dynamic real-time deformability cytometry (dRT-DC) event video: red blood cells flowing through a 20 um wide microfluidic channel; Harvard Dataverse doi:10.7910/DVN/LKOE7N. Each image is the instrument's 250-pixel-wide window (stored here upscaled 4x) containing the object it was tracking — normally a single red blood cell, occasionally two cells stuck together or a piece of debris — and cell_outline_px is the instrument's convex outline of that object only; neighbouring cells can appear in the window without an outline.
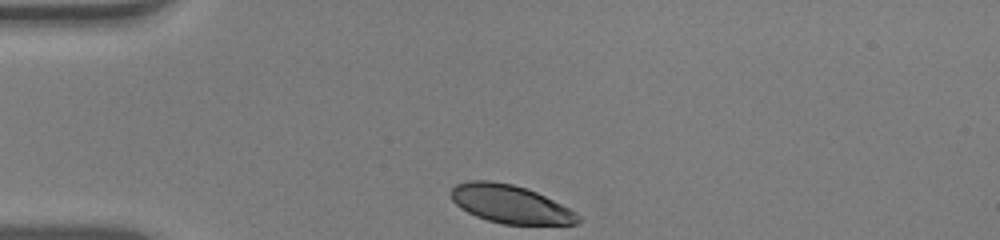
{"species": "human", "species_latin": "Homo sapiens", "temperature_condition": "warm", "stored_images_in_passage": 31, "camera_frame_rate_fps": 3000, "um_per_image_px": 0.085, "donor": {"sex": "male"}, "frame": {"image": 1, "passage_image": 1, "time_ms": 0.0, "image_size_px": [1000, 240], "cell_outline_px": [[580, 220], [576, 224], [504, 224], [488, 220], [476, 216], [460, 208], [452, 200], [452, 188], [456, 184], [468, 180], [488, 180], [512, 184], [528, 188], [576, 212], [580, 216]], "centroid_in_image_um": [43.36, 17.34], "position_along_channel_um": 41.6, "area_um2": 28.03}}
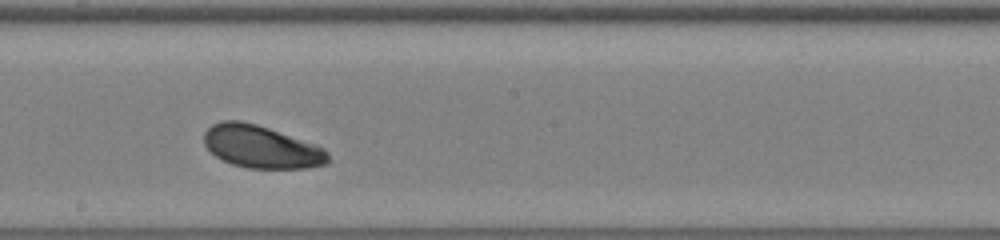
{"frame": {"image": 2, "passage_image": 18, "time_ms": 5.667, "image_size_px": [1000, 240], "cell_outline_px": [[328, 164], [308, 168], [248, 168], [232, 164], [216, 156], [204, 144], [204, 132], [212, 124], [224, 120], [240, 120], [256, 124], [316, 144], [324, 148], [328, 152]], "centroid_in_image_um": [22.22, 12.48], "position_along_channel_um": 226.0, "area_um2": 30.69}}
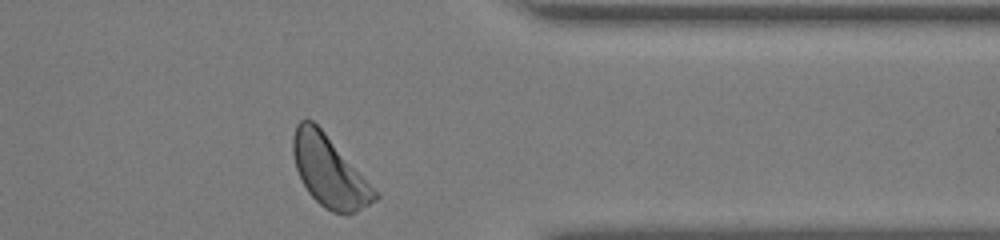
{"frame": {"image": 3, "passage_image": 31, "time_ms": 10.0, "image_size_px": [1000, 240], "cell_outline_px": [[380, 196], [376, 200], [356, 212], [348, 216], [332, 212], [324, 208], [308, 192], [296, 168], [292, 152], [292, 136], [296, 124], [300, 120], [312, 120], [324, 132], [380, 192]], "centroid_in_image_um": [28.02, 14.6], "position_along_channel_um": 383.4, "area_um2": 33.93}, "authors_computed_cell_mechanics": {"area_um2": 30.9808, "velocity_mm_per_s": 3.8607, "shape_relaxation_time_tau1_ms": 0.771, "shape_relaxation_time_tau2_ms": null, "deformation_change_tau1": 0.0637, "deformation_change_tau2": null}}